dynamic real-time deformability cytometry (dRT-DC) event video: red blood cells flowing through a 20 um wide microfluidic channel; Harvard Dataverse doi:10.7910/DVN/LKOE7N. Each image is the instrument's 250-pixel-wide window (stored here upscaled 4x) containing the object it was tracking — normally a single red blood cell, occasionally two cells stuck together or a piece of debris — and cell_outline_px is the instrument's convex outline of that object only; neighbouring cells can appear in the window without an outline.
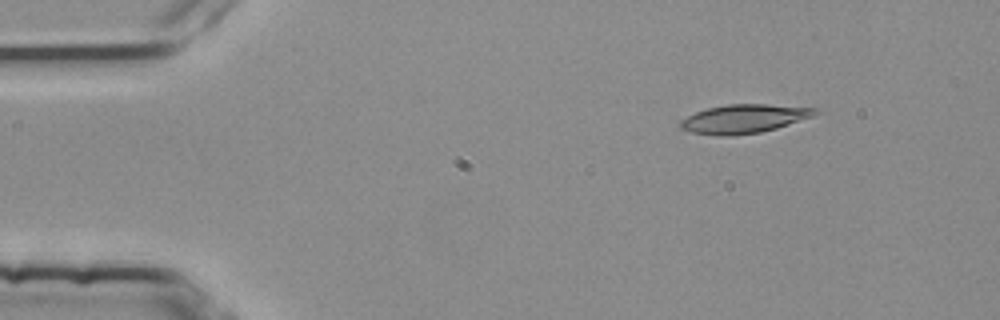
{"species": "common noctule bat (a hibernating species)", "species_latin": "Nyctalus noctula", "temperature_condition": "room temperature", "stored_images_in_passage": 4, "camera_frame_rate_fps": 3000, "um_per_image_px": 0.085, "animal": {"sex": "female", "body_mass_g": 25.1}, "frame": {"image": 1, "passage_image": 2, "time_ms": 0.333, "image_size_px": [1000, 320], "cell_outline_px": [[824, 112], [776, 128], [760, 132], [732, 136], [728, 136], [692, 132], [680, 128], [680, 120], [696, 112], [708, 108], [728, 104], [768, 104], [820, 108]], "centroid_in_image_um": [63.3, 10.08], "position_along_channel_um": 21.7, "area_um2": 22.48}}
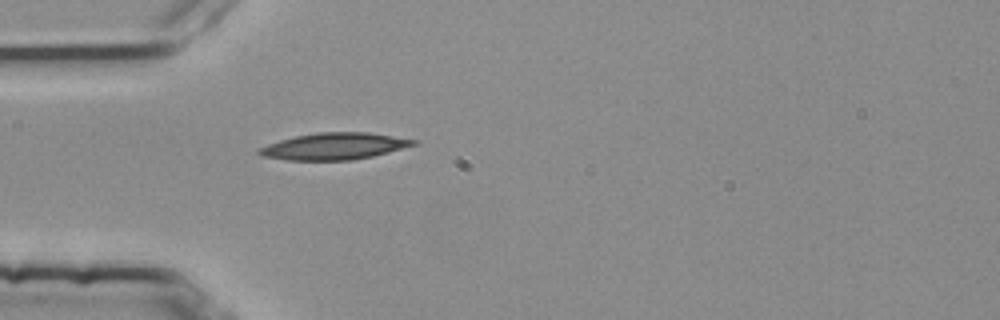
{"frame": {"image": 2, "passage_image": 4, "time_ms": 1.0, "image_size_px": [1000, 320], "cell_outline_px": [[420, 144], [372, 156], [352, 160], [288, 160], [260, 156], [256, 152], [256, 148], [280, 140], [296, 136], [316, 132], [368, 132], [420, 140]], "centroid_in_image_um": [28.42, 12.43], "position_along_channel_um": 56.6, "area_um2": 24.28}}